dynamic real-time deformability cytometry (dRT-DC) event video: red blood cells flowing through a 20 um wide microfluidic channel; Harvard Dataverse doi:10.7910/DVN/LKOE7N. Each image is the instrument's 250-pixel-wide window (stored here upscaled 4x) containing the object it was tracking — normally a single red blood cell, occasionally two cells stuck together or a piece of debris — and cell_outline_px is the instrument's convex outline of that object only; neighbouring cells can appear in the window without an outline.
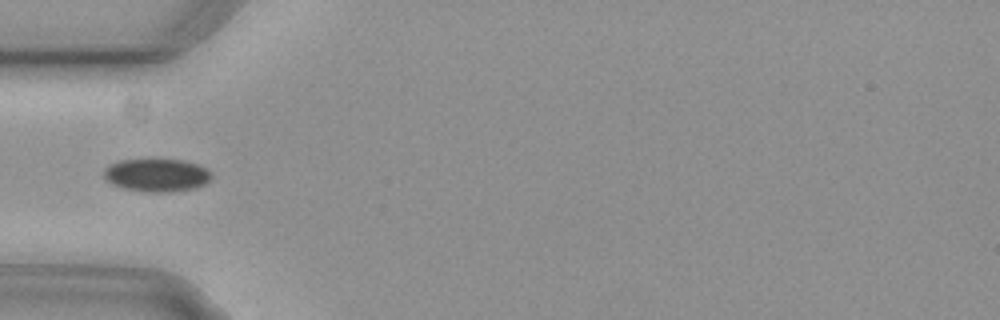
{"species": "common noctule bat (a hibernating species)", "species_latin": "Nyctalus noctula", "temperature_condition": "cold", "stored_images_in_passage": 3, "camera_frame_rate_fps": 3000, "um_per_image_px": 0.085, "animal": {"sex": "female", "body_mass_g": 29.2, "forearm_length_mm": 56.3}, "frame": {"image": 1, "passage_image": 1, "time_ms": 0.0, "image_size_px": [1000, 320], "cell_outline_px": [[212, 176], [204, 184], [196, 188], [168, 192], [148, 192], [120, 188], [112, 184], [104, 176], [104, 168], [108, 164], [120, 160], [180, 160], [196, 164], [208, 168]], "centroid_in_image_um": [13.3, 14.89], "position_along_channel_um": 71.7, "area_um2": 20.63}}
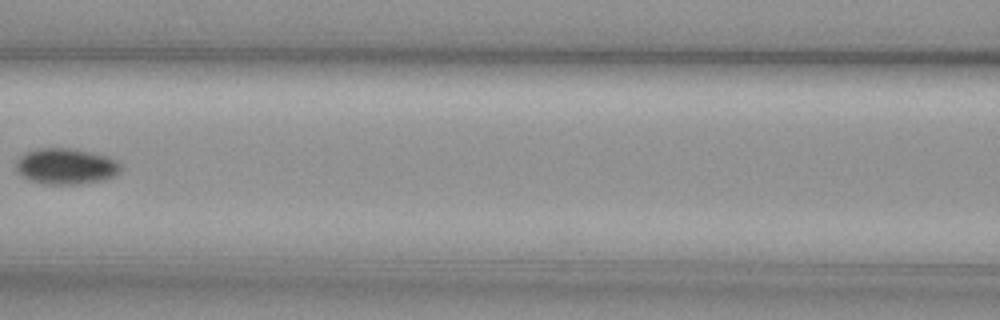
{"frame": {"image": 2, "passage_image": 3, "time_ms": 0.667, "image_size_px": [1000, 320], "cell_outline_px": [[120, 172], [116, 176], [104, 180], [84, 184], [44, 184], [28, 180], [16, 168], [16, 160], [24, 152], [40, 148], [72, 148], [92, 152], [108, 156], [116, 160], [120, 164]], "centroid_in_image_um": [5.63, 14.13], "position_along_channel_um": 161.0, "area_um2": 22.2}}